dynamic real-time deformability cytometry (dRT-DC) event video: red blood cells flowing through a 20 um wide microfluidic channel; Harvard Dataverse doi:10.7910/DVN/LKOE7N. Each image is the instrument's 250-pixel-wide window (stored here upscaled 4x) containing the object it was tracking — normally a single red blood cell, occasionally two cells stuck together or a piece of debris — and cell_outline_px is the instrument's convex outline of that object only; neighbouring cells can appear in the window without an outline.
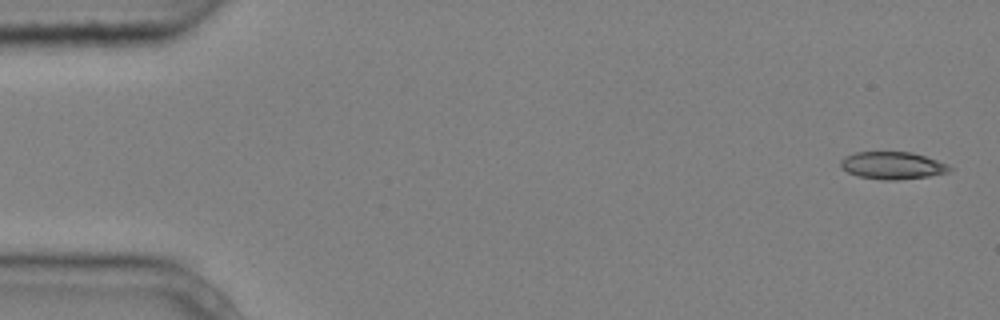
{"species": "common noctule bat (a hibernating species)", "species_latin": "Nyctalus noctula", "temperature_condition": "cold", "stored_images_in_passage": 5, "camera_frame_rate_fps": 3000, "um_per_image_px": 0.085, "animal": {"sex": "male", "body_mass_g": 20.4}, "frame": {"image": 1, "passage_image": 1, "time_ms": 0.0, "image_size_px": [1000, 320], "cell_outline_px": [[956, 168], [948, 172], [928, 176], [896, 180], [884, 180], [856, 176], [840, 168], [840, 160], [844, 156], [856, 152], [912, 152], [948, 164]], "centroid_in_image_um": [75.84, 14.07], "position_along_channel_um": 9.2, "area_um2": 17.51}}
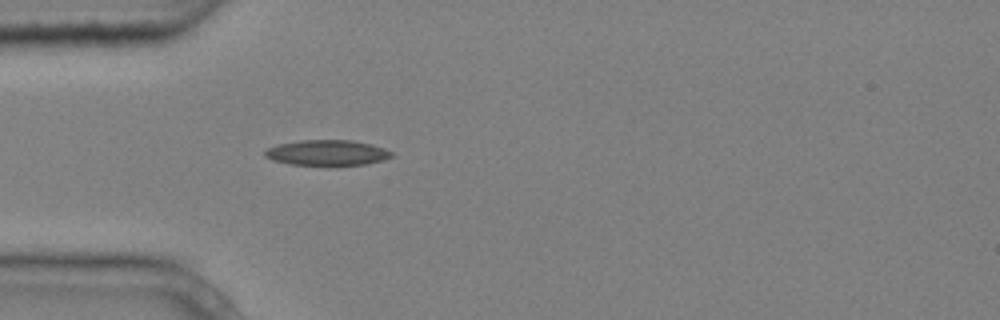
{"frame": {"image": 2, "passage_image": 5, "time_ms": 1.333, "image_size_px": [1000, 320], "cell_outline_px": [[392, 156], [384, 160], [364, 164], [328, 168], [288, 164], [272, 160], [264, 156], [264, 152], [268, 148], [276, 144], [300, 140], [352, 140], [372, 144], [384, 148], [392, 152]], "centroid_in_image_um": [27.78, 13.02], "position_along_channel_um": 57.2, "area_um2": 19.71}}